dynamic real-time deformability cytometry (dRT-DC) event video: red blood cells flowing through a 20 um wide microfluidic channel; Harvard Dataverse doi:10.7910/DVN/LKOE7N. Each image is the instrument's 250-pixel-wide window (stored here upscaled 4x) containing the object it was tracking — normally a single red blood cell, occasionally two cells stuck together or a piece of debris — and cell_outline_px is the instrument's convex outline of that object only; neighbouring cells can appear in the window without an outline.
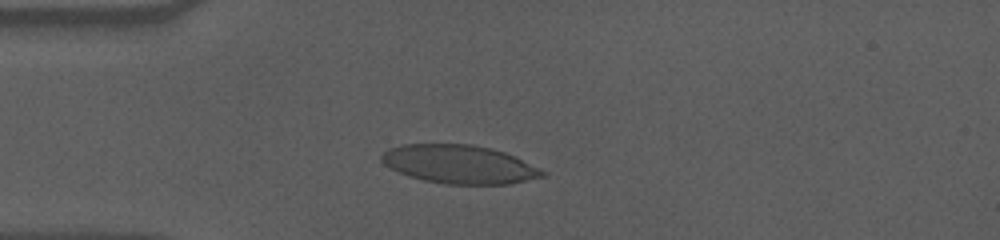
{"species": "human", "species_latin": "Homo sapiens", "temperature_condition": "cold", "stored_images_in_passage": 45, "camera_frame_rate_fps": 3000, "um_per_image_px": 0.085, "donor": {"sex": "male"}, "frame": {"image": 1, "passage_image": 10, "time_ms": 3.0, "image_size_px": [1000, 240], "cell_outline_px": [[548, 172], [544, 176], [508, 184], [444, 184], [424, 180], [408, 176], [384, 164], [380, 160], [380, 156], [388, 148], [404, 144], [472, 144], [492, 148], [516, 156]], "centroid_in_image_um": [39.05, 13.96], "position_along_channel_um": 45.9, "area_um2": 36.18}}
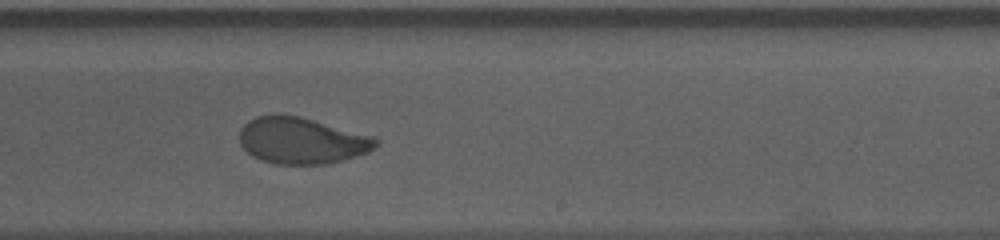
{"frame": {"image": 2, "passage_image": 30, "time_ms": 9.667, "image_size_px": [1000, 240], "cell_outline_px": [[380, 140], [376, 148], [368, 152], [328, 164], [272, 164], [260, 160], [252, 156], [240, 144], [240, 128], [248, 120], [256, 116], [300, 116], [372, 136]], "centroid_in_image_um": [25.64, 11.97], "position_along_channel_um": 263.4, "area_um2": 36.65}}
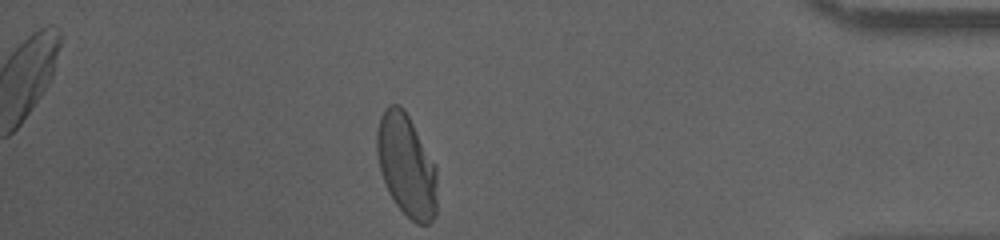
{"frame": {"image": 3, "passage_image": 45, "time_ms": 14.667, "image_size_px": [1000, 240], "cell_outline_px": [[436, 216], [428, 224], [416, 224], [396, 204], [380, 172], [376, 152], [376, 132], [380, 116], [384, 108], [388, 104], [400, 104], [404, 108], [436, 164]], "centroid_in_image_um": [34.54, 14.02], "position_along_channel_um": 400.7, "area_um2": 36.07}, "authors_computed_cell_mechanics": {"area_um2": 37.0498, "velocity_mm_per_s": 3.5291, "shape_relaxation_time_tau1_ms": 8.423, "shape_relaxation_time_tau2_ms": 0.9956, "deformation_change_tau1": 0.211, "deformation_change_tau2": 0.0511}}